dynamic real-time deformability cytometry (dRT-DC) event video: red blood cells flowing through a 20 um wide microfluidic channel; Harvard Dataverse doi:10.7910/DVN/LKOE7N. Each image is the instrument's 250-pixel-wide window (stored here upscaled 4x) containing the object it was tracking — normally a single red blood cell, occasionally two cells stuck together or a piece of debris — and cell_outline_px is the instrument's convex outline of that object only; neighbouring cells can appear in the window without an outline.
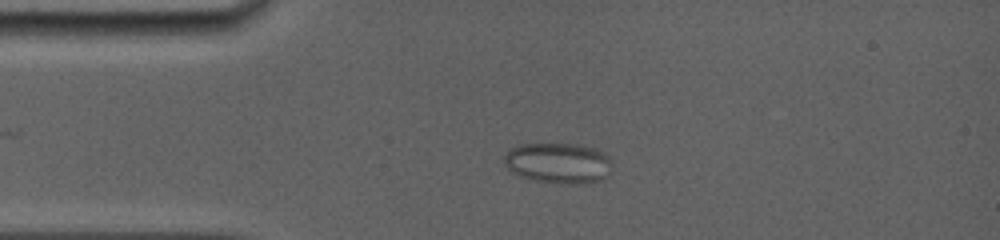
{"species": "common noctule bat (a hibernating species)", "species_latin": "Nyctalus noctula", "temperature_condition": "room temperature", "stored_images_in_passage": 35, "camera_frame_rate_fps": 5000, "um_per_image_px": 0.085, "animal": {"sex": "female", "body_mass_g": 19.0, "forearm_length_mm": 56.7}, "frame": {"image": 1, "passage_image": 7, "time_ms": 2.8, "image_size_px": [1000, 240], "cell_outline_px": [[612, 164], [608, 176], [600, 180], [568, 184], [536, 180], [520, 176], [512, 172], [504, 164], [504, 156], [512, 148], [520, 144], [576, 144], [600, 148], [612, 160]], "centroid_in_image_um": [47.5, 13.84], "position_along_channel_um": 37.5, "area_um2": 25.55}}
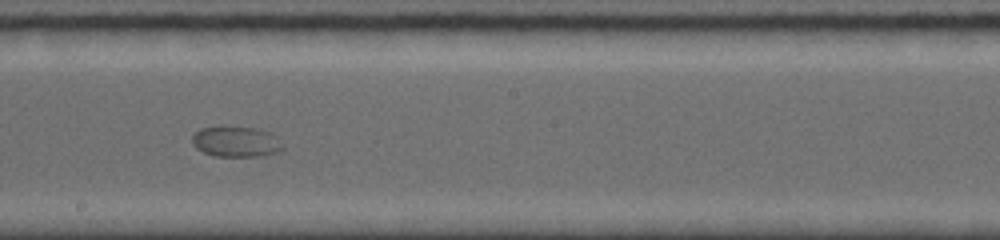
{"frame": {"image": 2, "passage_image": 22, "time_ms": 8.6, "image_size_px": [1000, 240], "cell_outline_px": [[284, 148], [280, 152], [256, 156], [212, 156], [196, 148], [192, 144], [192, 136], [200, 128], [220, 124], [256, 128], [268, 132], [276, 136], [284, 144]], "centroid_in_image_um": [20.05, 12.01], "position_along_channel_um": 228.2, "area_um2": 16.7}}
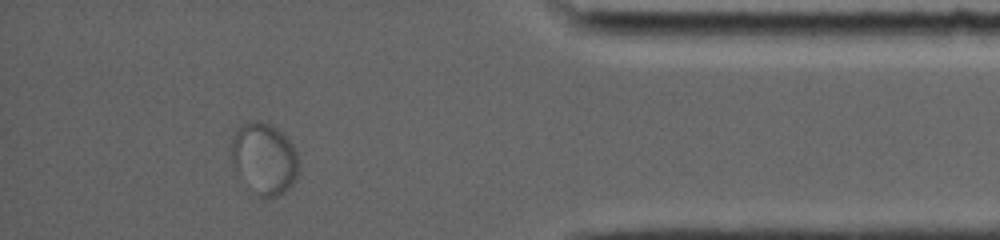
{"frame": {"image": 3, "passage_image": 35, "time_ms": 14.2, "image_size_px": [1000, 240], "cell_outline_px": [[300, 172], [292, 184], [284, 192], [276, 196], [260, 196], [232, 164], [232, 136], [248, 120], [260, 120], [272, 124], [292, 144], [300, 160]], "centroid_in_image_um": [22.51, 13.43], "position_along_channel_um": 412.7, "area_um2": 27.51}}